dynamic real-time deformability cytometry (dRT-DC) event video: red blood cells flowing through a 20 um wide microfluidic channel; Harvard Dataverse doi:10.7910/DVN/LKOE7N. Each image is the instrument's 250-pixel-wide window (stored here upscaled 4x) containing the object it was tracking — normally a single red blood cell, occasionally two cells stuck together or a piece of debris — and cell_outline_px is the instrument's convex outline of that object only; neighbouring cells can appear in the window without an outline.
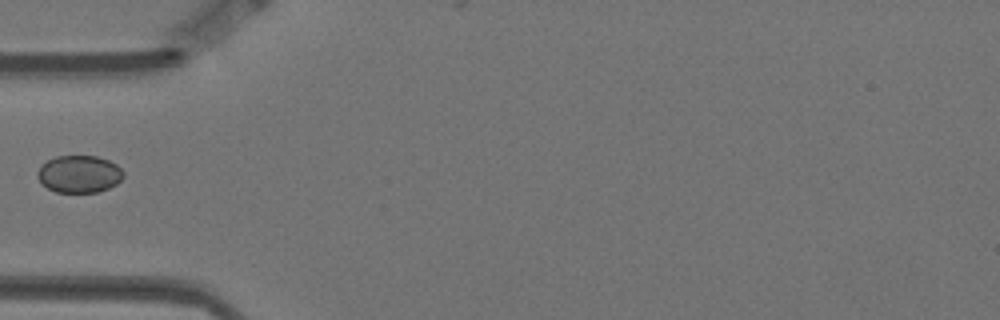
{"species": "Egyptian fruit bat (a non-hibernating species)", "species_latin": "Rousettus aegyptiacus", "temperature_condition": "warm", "stored_images_in_passage": 4, "camera_frame_rate_fps": 3000, "um_per_image_px": 0.085, "animal": {"sex": "female"}, "frame": {"image": 1, "passage_image": 2, "time_ms": 0.333, "image_size_px": [1000, 320], "cell_outline_px": [[124, 176], [116, 184], [108, 188], [96, 192], [56, 192], [48, 188], [36, 176], [36, 172], [40, 164], [56, 156], [96, 156], [108, 160], [116, 164], [124, 172]], "centroid_in_image_um": [6.71, 14.78], "position_along_channel_um": 78.3, "area_um2": 18.67}}
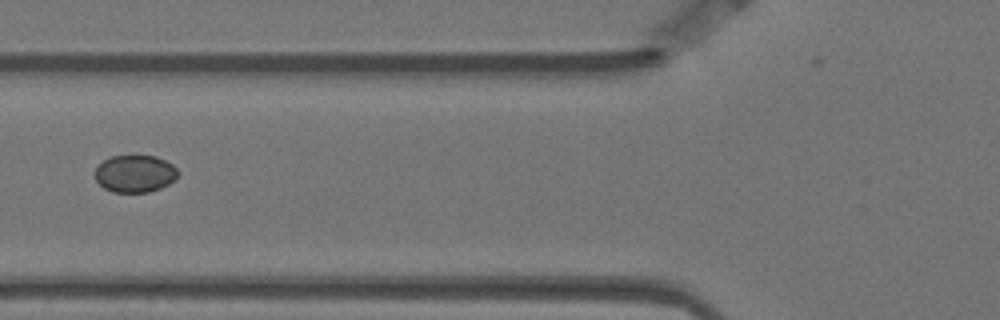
{"frame": {"image": 2, "passage_image": 3, "time_ms": 0.667, "image_size_px": [1000, 320], "cell_outline_px": [[180, 172], [176, 180], [160, 188], [148, 192], [112, 192], [104, 188], [96, 180], [96, 168], [104, 160], [112, 156], [156, 156], [172, 164]], "centroid_in_image_um": [11.5, 14.77], "position_along_channel_um": 114.3, "area_um2": 17.98}}
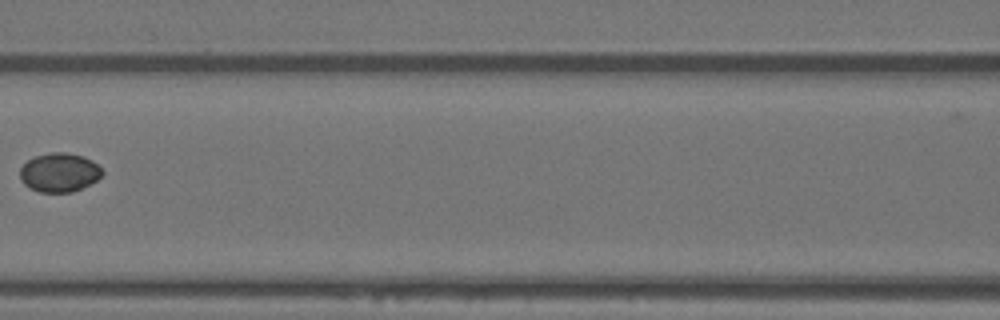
{"frame": {"image": 3, "passage_image": 4, "time_ms": 1.0, "image_size_px": [1000, 320], "cell_outline_px": [[104, 172], [96, 180], [72, 192], [40, 192], [28, 188], [20, 180], [20, 168], [28, 160], [36, 156], [52, 152], [64, 152], [84, 156], [92, 160]], "centroid_in_image_um": [5.01, 14.66], "position_along_channel_um": 161.6, "area_um2": 18.55}}